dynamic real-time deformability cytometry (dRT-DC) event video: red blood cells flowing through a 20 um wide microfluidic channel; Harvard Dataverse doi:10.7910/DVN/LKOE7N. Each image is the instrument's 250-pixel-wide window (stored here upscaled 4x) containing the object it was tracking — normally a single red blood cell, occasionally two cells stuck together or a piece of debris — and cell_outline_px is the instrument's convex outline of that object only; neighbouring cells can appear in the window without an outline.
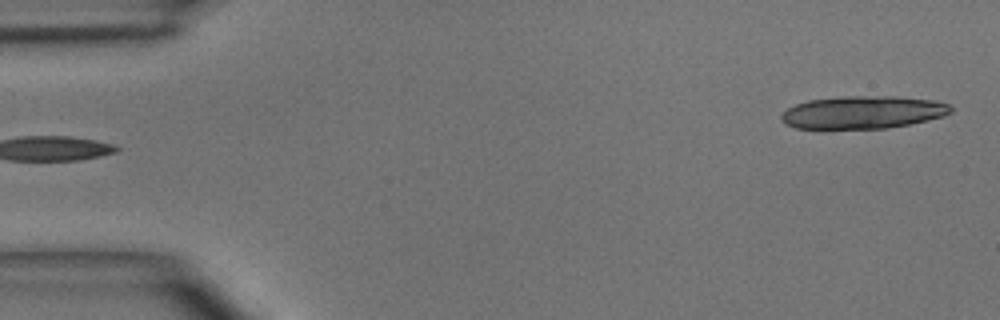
{"species": "common noctule bat (a hibernating species)", "species_latin": "Nyctalus noctula", "temperature_condition": "room temperature", "stored_images_in_passage": 3, "segment_of_instrument_passage": [2, 2], "camera_frame_rate_fps": 3000, "um_per_image_px": 0.085, "animal": {"sex": "male", "body_mass_g": 15.6}, "frame": {"image": 1, "passage_image": 3, "time_ms": 3.333, "image_size_px": [1000, 320], "cell_outline_px": [[952, 112], [944, 116], [928, 120], [888, 128], [796, 128], [784, 124], [780, 120], [780, 116], [788, 108], [796, 104], [808, 100], [848, 96], [896, 96], [932, 100], [948, 104], [952, 108]], "centroid_in_image_um": [73.34, 9.54], "position_along_channel_um": 11.7, "area_um2": 32.19}}